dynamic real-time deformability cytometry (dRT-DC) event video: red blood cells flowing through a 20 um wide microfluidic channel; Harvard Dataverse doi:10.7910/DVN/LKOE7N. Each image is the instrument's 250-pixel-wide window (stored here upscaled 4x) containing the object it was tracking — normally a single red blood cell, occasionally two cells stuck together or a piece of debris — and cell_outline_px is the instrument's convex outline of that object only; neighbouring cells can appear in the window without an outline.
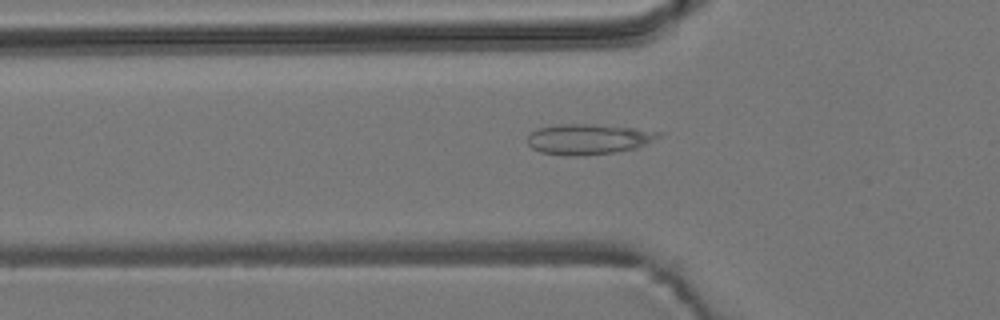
{"species": "common noctule bat (a hibernating species)", "species_latin": "Nyctalus noctula", "temperature_condition": "room temperature", "stored_images_in_passage": 20, "camera_frame_rate_fps": 3000, "um_per_image_px": 0.085, "animal": {"sex": "male", "body_mass_g": 19.2, "forearm_length_mm": 51.8}, "frame": {"image": 1, "passage_image": 10, "time_ms": 3.0, "image_size_px": [1000, 320], "cell_outline_px": [[664, 132], [660, 136], [636, 148], [612, 152], [584, 156], [564, 156], [540, 152], [532, 148], [528, 144], [528, 136], [536, 128], [560, 124], [588, 124], [636, 128]], "centroid_in_image_um": [49.98, 11.83], "position_along_channel_um": 75.8, "area_um2": 23.24}}